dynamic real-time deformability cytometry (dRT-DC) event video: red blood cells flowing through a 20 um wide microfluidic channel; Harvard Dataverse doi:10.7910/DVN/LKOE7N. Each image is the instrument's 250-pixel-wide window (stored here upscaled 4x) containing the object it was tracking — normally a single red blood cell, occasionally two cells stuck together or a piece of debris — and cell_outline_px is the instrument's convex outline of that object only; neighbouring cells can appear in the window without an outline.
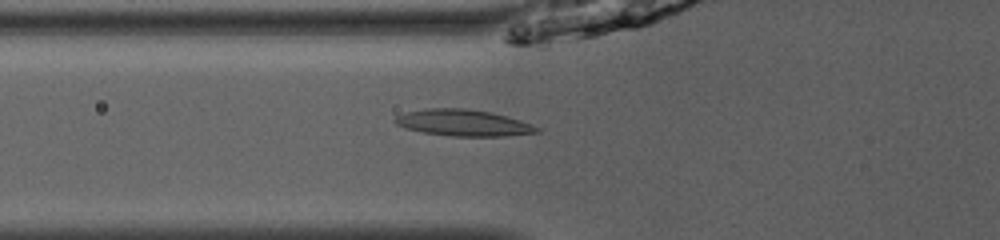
{"species": "common noctule bat (a hibernating species)", "species_latin": "Nyctalus noctula", "temperature_condition": "room temperature", "stored_images_in_passage": 52, "camera_frame_rate_fps": 3000, "um_per_image_px": 0.085, "animal": {"sex": "male", "body_mass_g": 13.0, "forearm_length_mm": 53.1}, "frame": {"image": 1, "passage_image": 21, "time_ms": 6.667, "image_size_px": [1000, 240], "cell_outline_px": [[540, 132], [504, 136], [452, 136], [424, 132], [404, 128], [396, 124], [392, 120], [396, 116], [408, 112], [428, 108], [464, 108], [492, 112], [520, 120], [532, 124], [540, 128]], "centroid_in_image_um": [39.39, 10.44], "position_along_channel_um": 86.4, "area_um2": 21.79}}
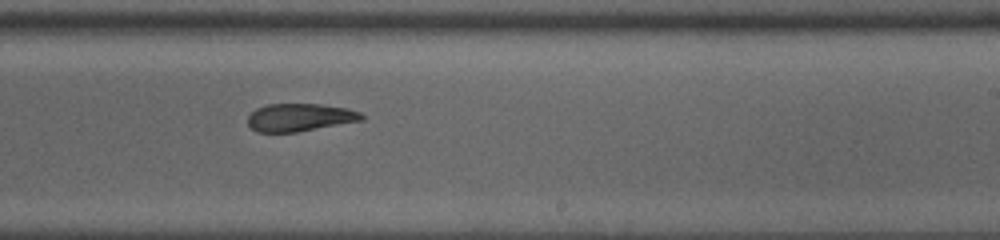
{"frame": {"image": 2, "passage_image": 34, "time_ms": 11.0, "image_size_px": [1000, 240], "cell_outline_px": [[364, 120], [296, 132], [256, 132], [248, 124], [248, 116], [256, 108], [268, 104], [320, 104], [344, 108], [360, 112], [364, 116]], "centroid_in_image_um": [25.47, 9.98], "position_along_channel_um": 263.5, "area_um2": 18.32}}
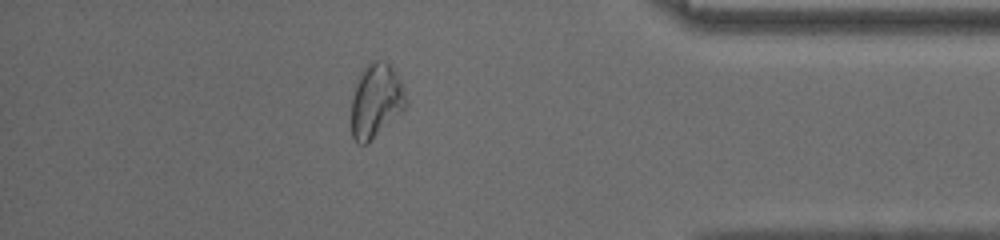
{"frame": {"image": 3, "passage_image": 46, "time_ms": 15.0, "image_size_px": [1000, 240], "cell_outline_px": [[408, 104], [404, 108], [364, 144], [356, 144], [352, 136], [352, 96], [356, 80], [360, 72], [372, 60], [376, 60], [388, 64], [396, 72], [400, 80]], "centroid_in_image_um": [31.92, 8.52], "position_along_channel_um": 403.3, "area_um2": 22.83}, "authors_computed_cell_mechanics": {"area_um2": 21.1548, "velocity_mm_per_s": 4.0712, "shape_relaxation_time_tau1_ms": null, "shape_relaxation_time_tau2_ms": 2.3139, "deformation_change_tau1": null, "deformation_change_tau2": 0.0918}}